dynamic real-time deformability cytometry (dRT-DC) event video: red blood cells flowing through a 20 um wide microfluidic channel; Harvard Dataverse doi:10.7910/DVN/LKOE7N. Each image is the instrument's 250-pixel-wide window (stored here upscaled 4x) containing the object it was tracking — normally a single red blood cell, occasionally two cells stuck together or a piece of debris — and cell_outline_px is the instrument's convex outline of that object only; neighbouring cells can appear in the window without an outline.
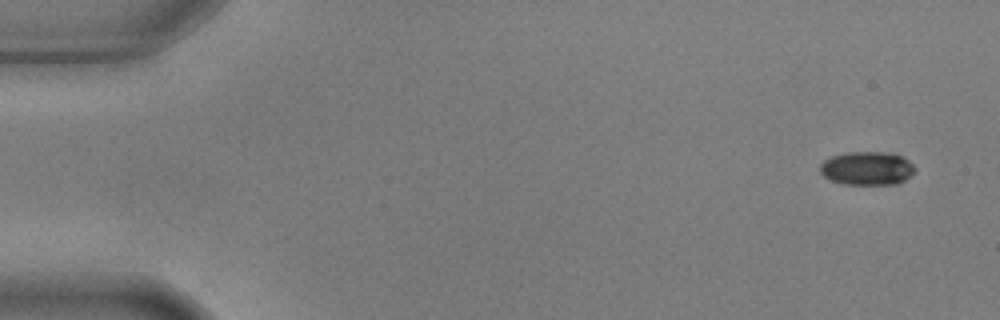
{"species": "common noctule bat (a hibernating species)", "species_latin": "Nyctalus noctula", "temperature_condition": "warm", "stored_images_in_passage": 5, "camera_frame_rate_fps": 3000, "um_per_image_px": 0.085, "animal": {"sex": "male", "body_mass_g": 17.9, "forearm_length_mm": 54.2}, "frame": {"image": 1, "passage_image": 1, "time_ms": 0.0, "image_size_px": [1000, 320], "cell_outline_px": [[916, 168], [904, 180], [896, 184], [844, 184], [832, 180], [824, 176], [820, 172], [820, 164], [824, 160], [832, 156], [848, 152], [888, 152], [900, 156], [908, 160]], "centroid_in_image_um": [73.68, 14.3], "position_along_channel_um": 11.3, "area_um2": 18.32}}
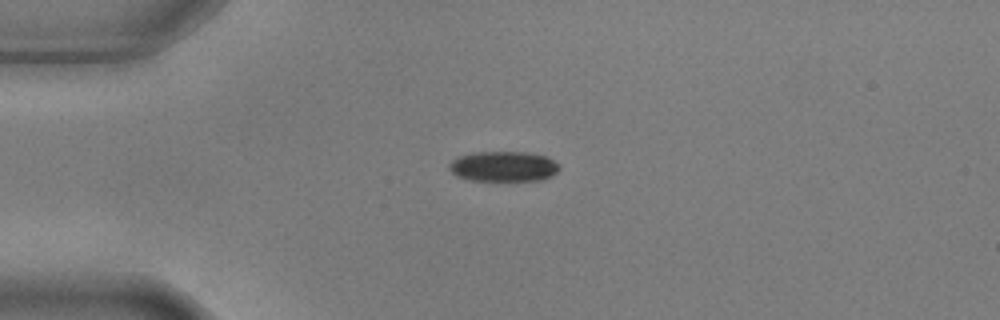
{"frame": {"image": 2, "passage_image": 4, "time_ms": 1.0, "image_size_px": [1000, 320], "cell_outline_px": [[560, 168], [552, 176], [540, 180], [472, 180], [456, 176], [448, 168], [448, 164], [456, 156], [472, 152], [524, 152], [548, 156], [560, 164]], "centroid_in_image_um": [42.79, 14.13], "position_along_channel_um": 42.2, "area_um2": 19.59}}